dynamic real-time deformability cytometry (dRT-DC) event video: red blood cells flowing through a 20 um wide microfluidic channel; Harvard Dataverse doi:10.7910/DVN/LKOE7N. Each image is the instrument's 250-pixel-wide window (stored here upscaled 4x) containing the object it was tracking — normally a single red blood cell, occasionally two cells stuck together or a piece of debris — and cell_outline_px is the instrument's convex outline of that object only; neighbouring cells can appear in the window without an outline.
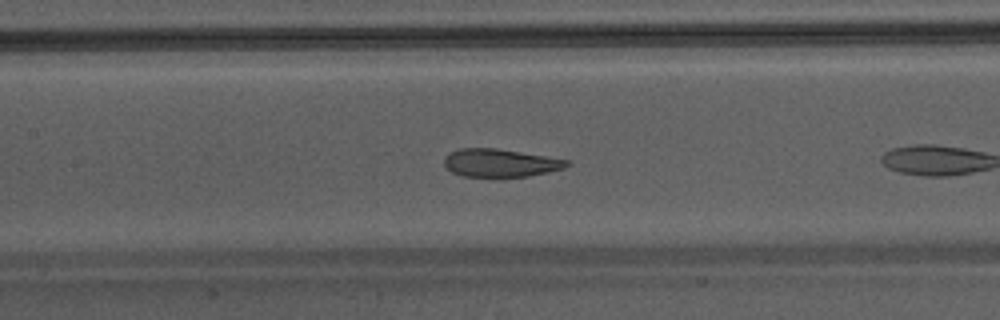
{"species": "Egyptian fruit bat (a non-hibernating species)", "species_latin": "Rousettus aegyptiacus", "temperature_condition": "warm", "stored_images_in_passage": 9, "camera_frame_rate_fps": 3000, "um_per_image_px": 0.085, "animal": {"sex": "male"}, "frame": {"image": 1, "passage_image": 8, "time_ms": 2.333, "image_size_px": [1000, 320], "cell_outline_px": [[572, 164], [564, 168], [548, 172], [528, 176], [500, 180], [496, 180], [464, 176], [452, 172], [444, 164], [444, 156], [460, 148], [496, 148], [568, 160]], "centroid_in_image_um": [42.51, 13.9], "position_along_channel_um": 164.9, "area_um2": 20.69}}